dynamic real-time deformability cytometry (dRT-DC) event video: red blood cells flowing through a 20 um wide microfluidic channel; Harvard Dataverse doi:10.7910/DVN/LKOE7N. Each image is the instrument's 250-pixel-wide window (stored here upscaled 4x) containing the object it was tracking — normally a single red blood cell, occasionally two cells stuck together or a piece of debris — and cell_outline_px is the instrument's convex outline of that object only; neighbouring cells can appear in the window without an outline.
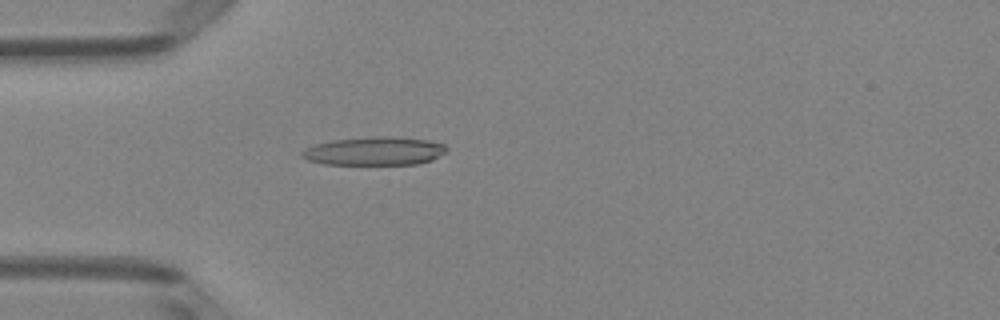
{"species": "Egyptian fruit bat (a non-hibernating species)", "species_latin": "Rousettus aegyptiacus", "temperature_condition": "room temperature", "stored_images_in_passage": 2, "camera_frame_rate_fps": 3000, "um_per_image_px": 0.085, "animal": {"sex": "female"}, "frame": {"image": 1, "passage_image": 2, "time_ms": 0.333, "image_size_px": [1000, 320], "cell_outline_px": [[448, 148], [444, 152], [432, 160], [416, 164], [324, 164], [308, 160], [300, 156], [300, 152], [304, 148], [316, 144], [332, 140], [376, 136], [392, 136], [428, 140], [444, 144]], "centroid_in_image_um": [31.8, 12.83], "position_along_channel_um": 53.2, "area_um2": 23.93}}